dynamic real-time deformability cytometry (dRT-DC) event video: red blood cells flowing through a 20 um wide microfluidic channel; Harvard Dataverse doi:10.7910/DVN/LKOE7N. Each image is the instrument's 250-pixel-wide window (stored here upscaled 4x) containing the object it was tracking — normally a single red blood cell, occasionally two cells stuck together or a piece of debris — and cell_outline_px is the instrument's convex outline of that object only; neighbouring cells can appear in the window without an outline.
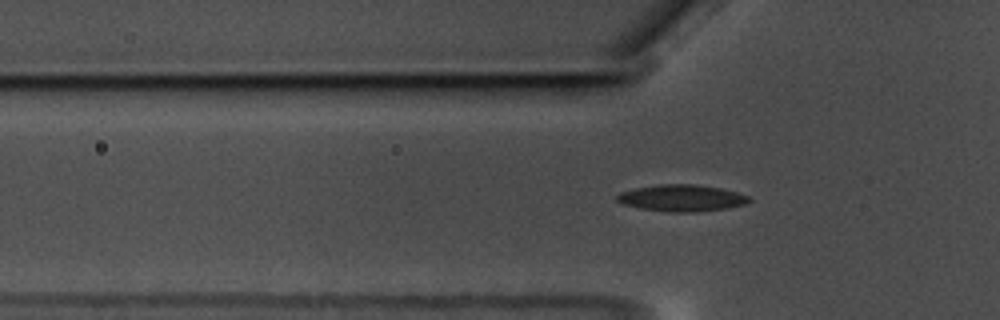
{"species": "common noctule bat (a hibernating species)", "species_latin": "Nyctalus noctula", "temperature_condition": "warm", "stored_images_in_passage": 39, "camera_frame_rate_fps": 3000, "um_per_image_px": 0.085, "animal": {"sex": "male", "body_mass_g": 17.5, "forearm_length_mm": 52.3}, "frame": {"image": 1, "passage_image": 4, "time_ms": 1.0, "image_size_px": [1000, 320], "cell_outline_px": [[752, 200], [748, 204], [724, 208], [696, 212], [668, 212], [640, 208], [624, 204], [616, 200], [616, 196], [620, 192], [636, 188], [660, 184], [696, 184], [720, 188], [736, 192], [748, 196]], "centroid_in_image_um": [57.95, 16.83], "position_along_channel_um": 67.8, "area_um2": 20.46}}
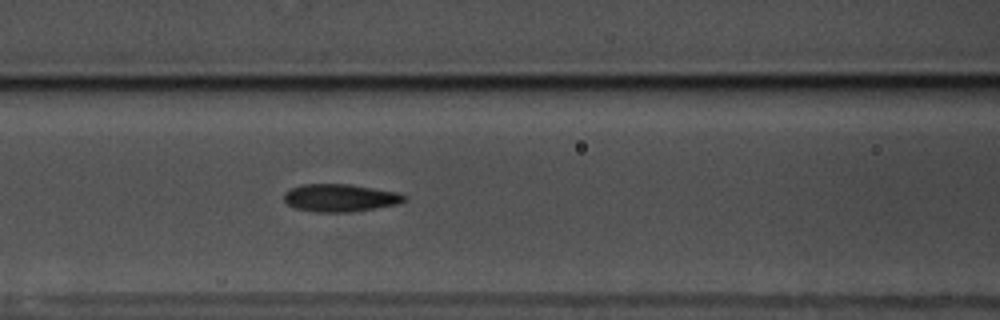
{"frame": {"image": 2, "passage_image": 10, "time_ms": 3.0, "image_size_px": [1000, 320], "cell_outline_px": [[408, 196], [400, 204], [376, 208], [348, 212], [316, 212], [296, 208], [288, 204], [284, 200], [284, 192], [292, 188], [304, 184], [348, 184], [396, 192]], "centroid_in_image_um": [28.91, 16.82], "position_along_channel_um": 137.7, "area_um2": 19.25}}
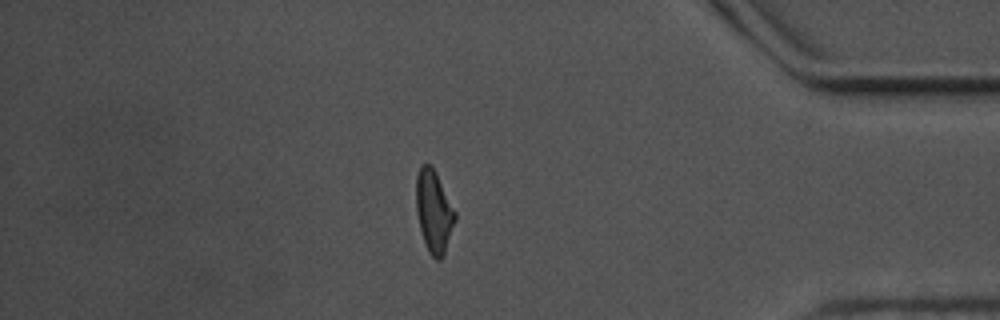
{"frame": {"image": 3, "passage_image": 35, "time_ms": 11.333, "image_size_px": [1000, 320], "cell_outline_px": [[456, 220], [444, 252], [440, 260], [436, 260], [428, 252], [420, 228], [416, 212], [416, 176], [420, 164], [432, 164], [456, 212]], "centroid_in_image_um": [36.87, 17.93], "position_along_channel_um": 398.3, "area_um2": 18.67}}